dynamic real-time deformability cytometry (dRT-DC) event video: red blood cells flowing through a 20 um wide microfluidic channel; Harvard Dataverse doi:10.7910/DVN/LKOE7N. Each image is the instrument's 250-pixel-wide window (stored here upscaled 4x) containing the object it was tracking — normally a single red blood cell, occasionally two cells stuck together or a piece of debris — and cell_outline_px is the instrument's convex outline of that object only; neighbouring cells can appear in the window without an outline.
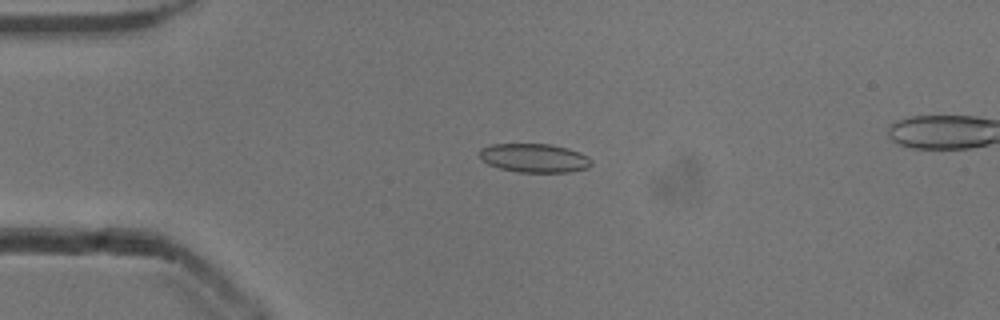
{"species": "common noctule bat (a hibernating species)", "species_latin": "Nyctalus noctula", "temperature_condition": "cold", "stored_images_in_passage": 54, "camera_frame_rate_fps": 3000, "um_per_image_px": 0.085, "animal": {"sex": "male", "body_mass_g": 13.3}, "frame": {"image": 1, "passage_image": 13, "time_ms": 4.0, "image_size_px": [1000, 320], "cell_outline_px": [[592, 164], [588, 168], [568, 172], [520, 172], [500, 168], [488, 164], [480, 156], [480, 148], [492, 144], [552, 144], [568, 148], [580, 152], [588, 156], [592, 160]], "centroid_in_image_um": [45.46, 13.42], "position_along_channel_um": 39.5, "area_um2": 18.79}}
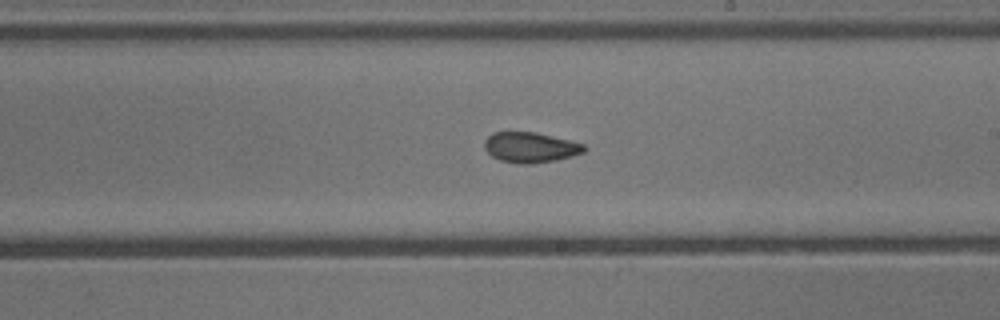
{"frame": {"image": 2, "passage_image": 31, "time_ms": 10.0, "image_size_px": [1000, 320], "cell_outline_px": [[588, 148], [584, 152], [572, 156], [556, 160], [532, 164], [516, 164], [500, 160], [492, 156], [484, 148], [484, 140], [492, 132], [536, 132], [584, 144]], "centroid_in_image_um": [45.07, 12.53], "position_along_channel_um": 243.9, "area_um2": 17.74}}
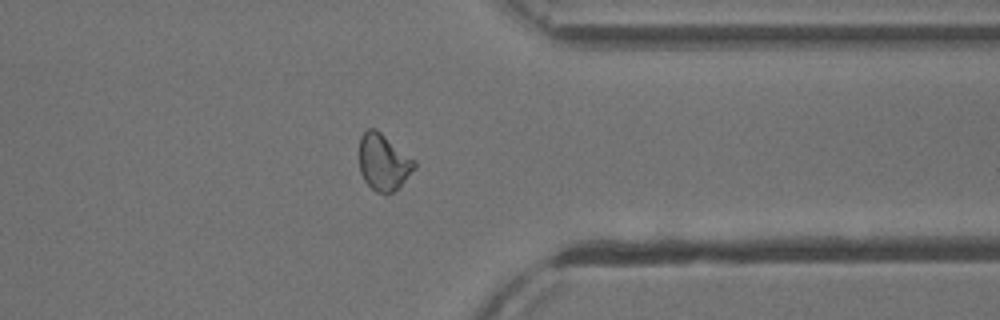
{"frame": {"image": 3, "passage_image": 42, "time_ms": 13.667, "image_size_px": [1000, 320], "cell_outline_px": [[416, 168], [400, 188], [392, 192], [376, 192], [364, 180], [360, 172], [360, 136], [368, 128], [376, 128], [416, 160]], "centroid_in_image_um": [32.63, 13.78], "position_along_channel_um": 378.8, "area_um2": 18.32}, "authors_computed_cell_mechanics": {"area_um2": 18.2937, "velocity_mm_per_s": 3.8761, "shape_relaxation_time_tau1_ms": null, "shape_relaxation_time_tau2_ms": 2.4891, "deformation_change_tau1": null, "deformation_change_tau2": 0.082}}